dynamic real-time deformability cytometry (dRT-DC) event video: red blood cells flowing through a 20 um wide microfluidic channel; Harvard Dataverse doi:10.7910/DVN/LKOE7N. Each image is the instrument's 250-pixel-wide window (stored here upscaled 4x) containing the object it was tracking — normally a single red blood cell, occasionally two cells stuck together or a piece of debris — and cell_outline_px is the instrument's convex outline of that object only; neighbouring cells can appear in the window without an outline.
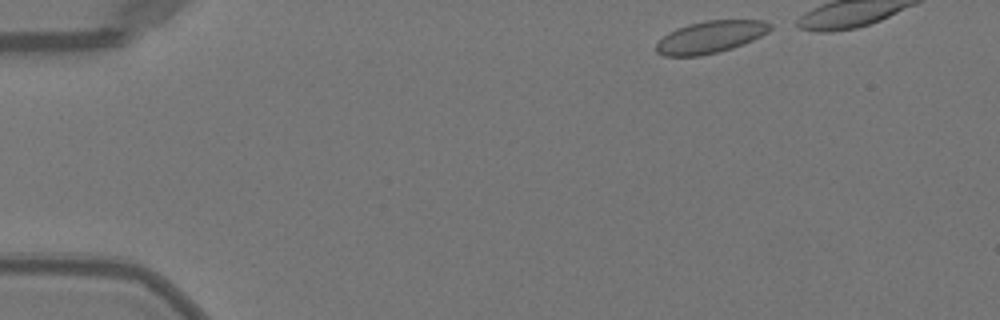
{"species": "Egyptian fruit bat (a non-hibernating species)", "species_latin": "Rousettus aegyptiacus", "temperature_condition": "warm", "stored_images_in_passage": 9, "camera_frame_rate_fps": 3000, "um_per_image_px": 0.085, "animal": {"sex": "female"}, "frame": {"image": 1, "passage_image": 2, "time_ms": 0.333, "image_size_px": [1000, 320], "cell_outline_px": [[772, 28], [768, 32], [744, 44], [732, 48], [700, 56], [664, 56], [656, 52], [656, 44], [668, 32], [676, 28], [688, 24], [704, 20], [764, 20], [772, 24]], "centroid_in_image_um": [60.38, 3.14], "position_along_channel_um": 24.6, "area_um2": 21.39}}